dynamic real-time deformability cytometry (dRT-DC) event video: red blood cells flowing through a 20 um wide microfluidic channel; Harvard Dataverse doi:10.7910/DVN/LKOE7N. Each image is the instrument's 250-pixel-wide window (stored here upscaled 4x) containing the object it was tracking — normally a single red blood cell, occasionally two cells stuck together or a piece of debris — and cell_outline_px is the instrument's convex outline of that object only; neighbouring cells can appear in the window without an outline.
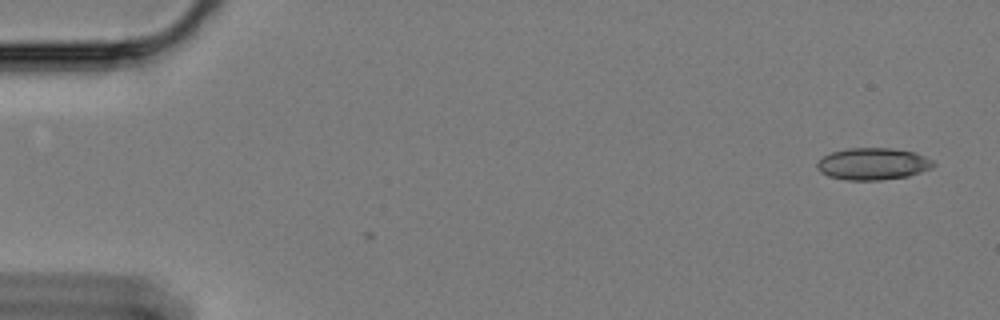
{"species": "Egyptian fruit bat (a non-hibernating species)", "species_latin": "Rousettus aegyptiacus", "temperature_condition": "cold", "stored_images_in_passage": 58, "camera_frame_rate_fps": 3000, "um_per_image_px": 0.085, "animal": {"sex": "female"}, "frame": {"image": 1, "passage_image": 1, "time_ms": 0.0, "image_size_px": [1000, 320], "cell_outline_px": [[936, 164], [932, 168], [908, 176], [880, 180], [844, 180], [828, 176], [820, 172], [816, 168], [816, 164], [824, 156], [832, 152], [848, 148], [892, 148], [916, 152], [932, 160]], "centroid_in_image_um": [74.2, 13.93], "position_along_channel_um": 10.8, "area_um2": 21.73}}
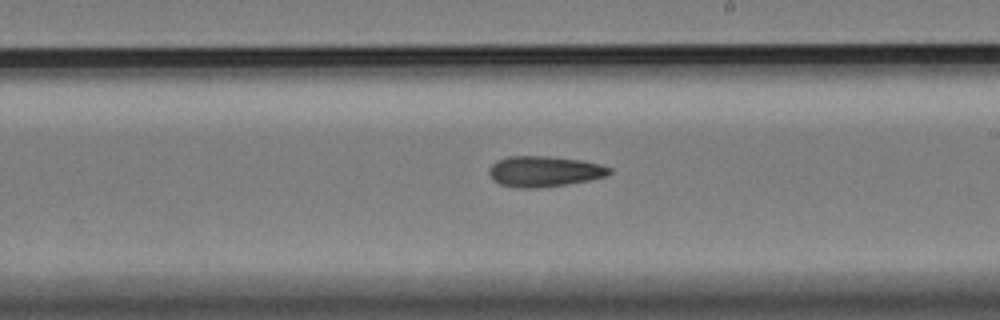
{"frame": {"image": 2, "passage_image": 33, "time_ms": 10.667, "image_size_px": [1000, 320], "cell_outline_px": [[612, 172], [608, 176], [588, 180], [540, 188], [520, 188], [500, 184], [492, 180], [488, 172], [492, 164], [496, 160], [508, 156], [548, 156], [580, 160], [600, 164], [612, 168]], "centroid_in_image_um": [46.25, 14.56], "position_along_channel_um": 242.8, "area_um2": 21.56}}
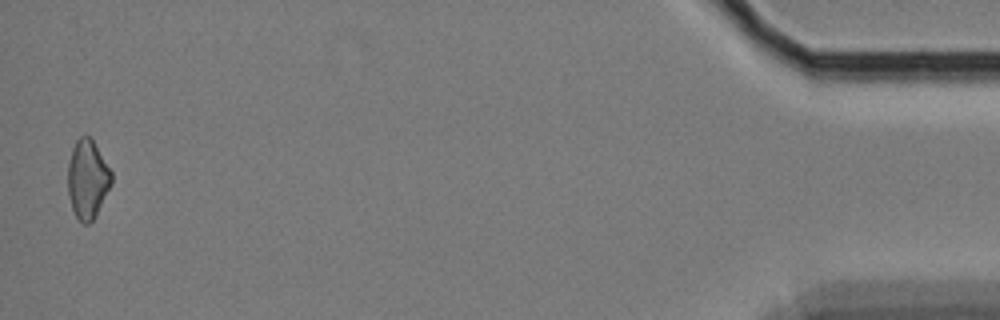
{"frame": {"image": 3, "passage_image": 57, "time_ms": 18.667, "image_size_px": [1000, 320], "cell_outline_px": [[112, 184], [92, 220], [88, 224], [84, 224], [76, 216], [72, 208], [68, 196], [68, 164], [72, 148], [76, 140], [80, 136], [88, 136], [92, 140], [112, 172]], "centroid_in_image_um": [7.43, 15.22], "position_along_channel_um": 427.8, "area_um2": 19.71}}